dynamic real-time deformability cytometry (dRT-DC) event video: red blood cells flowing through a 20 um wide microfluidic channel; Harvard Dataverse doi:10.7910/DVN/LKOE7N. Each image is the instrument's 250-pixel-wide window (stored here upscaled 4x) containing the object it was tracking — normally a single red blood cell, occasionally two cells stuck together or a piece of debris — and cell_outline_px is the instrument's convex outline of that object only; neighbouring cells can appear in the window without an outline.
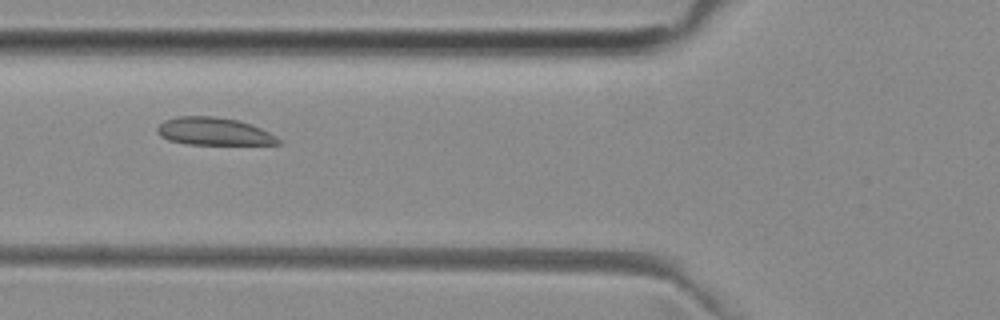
{"species": "common noctule bat (a hibernating species)", "species_latin": "Nyctalus noctula", "temperature_condition": "room temperature", "stored_images_in_passage": 46, "camera_frame_rate_fps": 3000, "um_per_image_px": 0.085, "animal": {"sex": "female", "body_mass_g": 29.2, "forearm_length_mm": 56.3}, "frame": {"image": 1, "passage_image": 21, "time_ms": 6.667, "image_size_px": [1000, 320], "cell_outline_px": [[280, 144], [188, 144], [168, 140], [160, 136], [156, 132], [156, 128], [164, 120], [176, 116], [216, 116], [236, 120], [252, 124], [276, 136], [280, 140]], "centroid_in_image_um": [18.13, 11.16], "position_along_channel_um": 107.7, "area_um2": 19.48}}
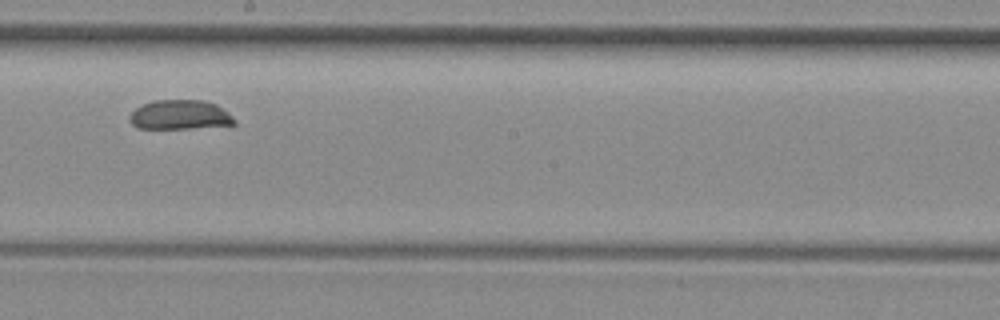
{"frame": {"image": 2, "passage_image": 31, "time_ms": 10.0, "image_size_px": [1000, 320], "cell_outline_px": [[236, 124], [192, 128], [136, 128], [132, 124], [128, 116], [140, 104], [156, 100], [200, 100], [216, 104], [228, 112], [236, 120]], "centroid_in_image_um": [15.28, 9.76], "position_along_channel_um": 232.9, "area_um2": 17.98}}
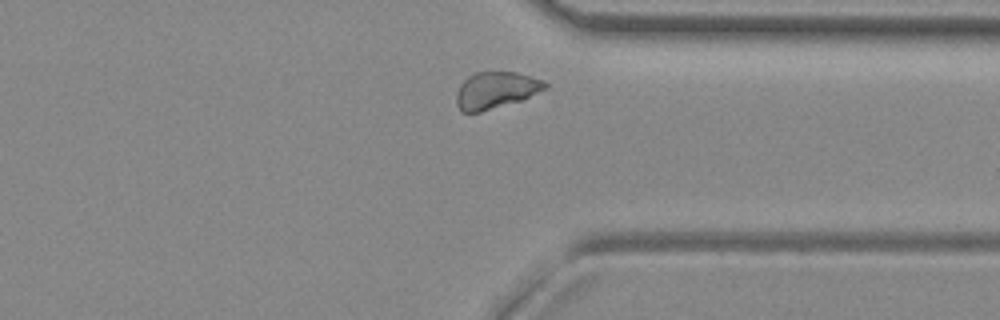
{"frame": {"image": 3, "passage_image": 42, "time_ms": 13.667, "image_size_px": [1000, 320], "cell_outline_px": [[548, 88], [524, 100], [480, 112], [460, 112], [456, 104], [456, 92], [460, 84], [472, 72], [516, 72], [544, 80], [548, 84]], "centroid_in_image_um": [42.15, 7.67], "position_along_channel_um": 369.2, "area_um2": 19.36}}